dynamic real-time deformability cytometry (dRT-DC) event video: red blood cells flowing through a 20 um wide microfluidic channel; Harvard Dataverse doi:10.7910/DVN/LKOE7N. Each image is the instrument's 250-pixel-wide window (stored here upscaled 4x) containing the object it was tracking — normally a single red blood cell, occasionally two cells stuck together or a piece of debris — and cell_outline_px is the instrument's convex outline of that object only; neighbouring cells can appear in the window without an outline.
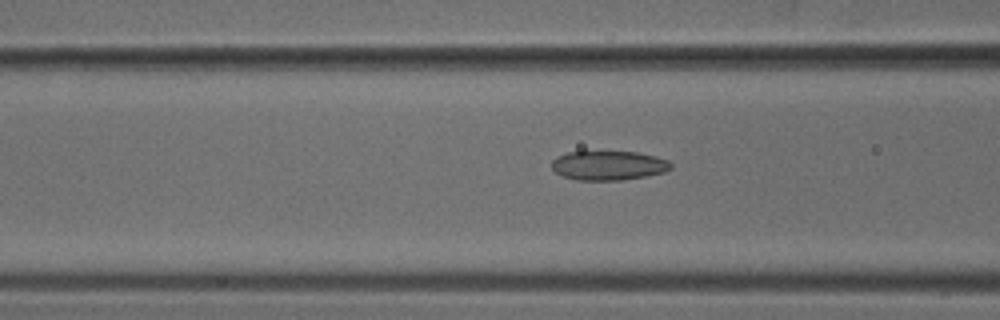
{"species": "common noctule bat (a hibernating species)", "species_latin": "Nyctalus noctula", "temperature_condition": "cold", "stored_images_in_passage": 48, "camera_frame_rate_fps": 3000, "um_per_image_px": 0.085, "animal": {"sex": "male", "body_mass_g": 18.8}, "frame": {"image": 1, "passage_image": 16, "time_ms": 5.0, "image_size_px": [1000, 320], "cell_outline_px": [[672, 168], [664, 172], [644, 176], [620, 180], [576, 180], [564, 176], [556, 172], [552, 168], [552, 160], [556, 156], [568, 152], [636, 152], [656, 156], [668, 160], [672, 164]], "centroid_in_image_um": [51.72, 14.06], "position_along_channel_um": 114.9, "area_um2": 20.23}}
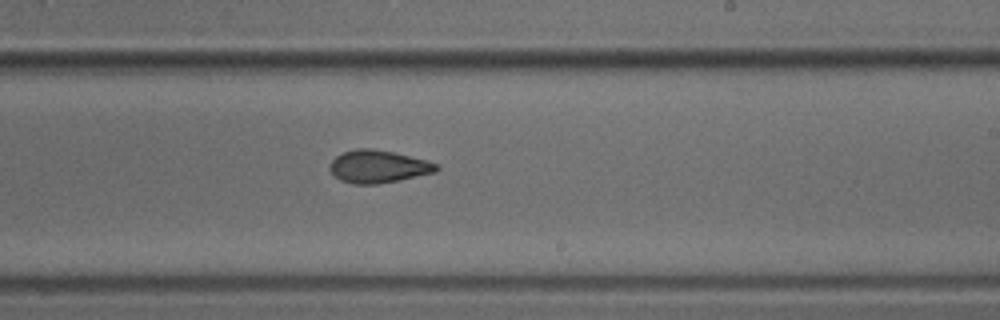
{"frame": {"image": 2, "passage_image": 27, "time_ms": 8.667, "image_size_px": [1000, 320], "cell_outline_px": [[440, 168], [436, 172], [400, 180], [376, 184], [352, 184], [340, 180], [328, 168], [332, 160], [336, 156], [344, 152], [356, 148], [372, 148], [392, 152], [428, 160], [436, 164]], "centroid_in_image_um": [32.15, 14.16], "position_along_channel_um": 256.9, "area_um2": 20.29}}
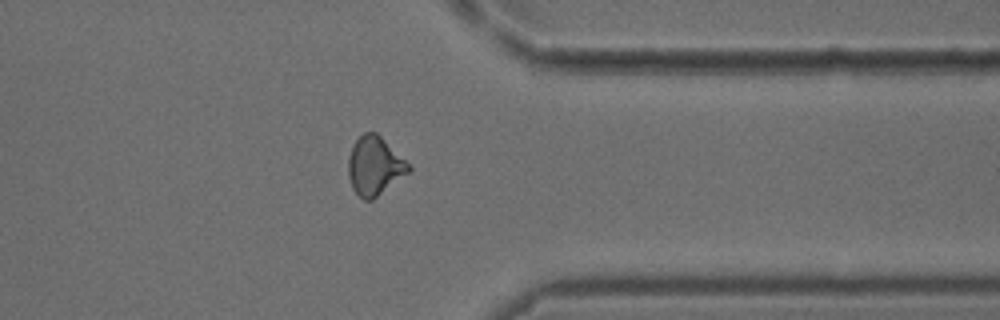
{"frame": {"image": 3, "passage_image": 37, "time_ms": 12.0, "image_size_px": [1000, 320], "cell_outline_px": [[412, 168], [408, 172], [372, 200], [364, 200], [352, 188], [348, 176], [348, 160], [352, 144], [364, 132], [376, 132]], "centroid_in_image_um": [31.79, 14.1], "position_along_channel_um": 379.6, "area_um2": 20.11}}